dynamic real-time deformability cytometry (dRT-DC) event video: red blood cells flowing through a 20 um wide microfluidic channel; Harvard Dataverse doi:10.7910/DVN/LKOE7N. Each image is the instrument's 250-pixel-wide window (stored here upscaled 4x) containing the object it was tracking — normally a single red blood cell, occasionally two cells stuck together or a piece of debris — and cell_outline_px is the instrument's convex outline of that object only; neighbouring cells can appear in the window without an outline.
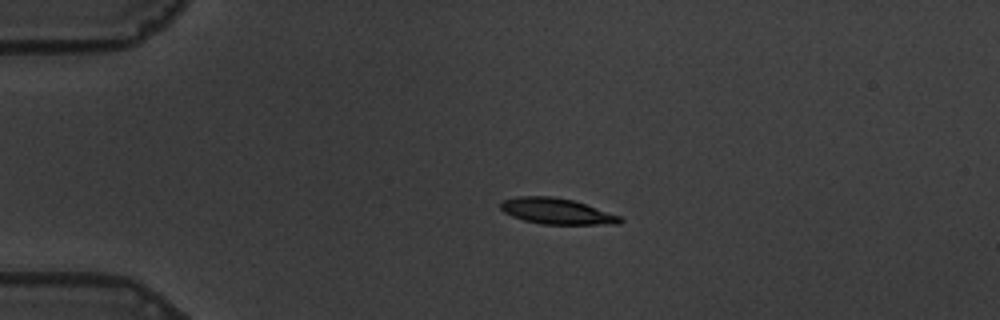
{"species": "common noctule bat (a hibernating species)", "species_latin": "Nyctalus noctula", "temperature_condition": "warm", "stored_images_in_passage": 45, "camera_frame_rate_fps": 3000, "um_per_image_px": 0.085, "animal": {"sex": "male", "body_mass_g": 19.5, "forearm_length_mm": 54.6}, "frame": {"image": 1, "passage_image": 1, "time_ms": 0.0, "image_size_px": [1000, 320], "cell_outline_px": [[624, 220], [620, 224], [540, 224], [524, 220], [512, 216], [504, 212], [500, 208], [500, 204], [504, 200], [516, 196], [552, 196], [572, 200], [620, 216]], "centroid_in_image_um": [47.29, 17.95], "position_along_channel_um": 37.7, "area_um2": 17.86}}
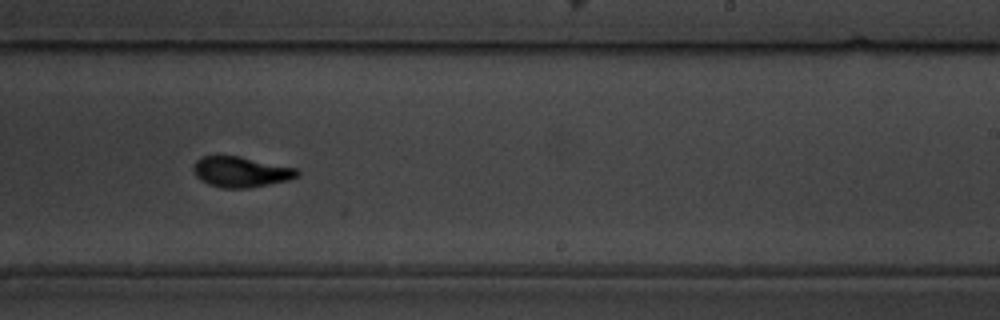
{"frame": {"image": 2, "passage_image": 24, "time_ms": 7.667, "image_size_px": [1000, 320], "cell_outline_px": [[300, 172], [296, 176], [288, 180], [248, 188], [220, 188], [208, 184], [200, 180], [196, 176], [192, 168], [196, 160], [200, 156], [216, 152], [240, 156], [296, 168]], "centroid_in_image_um": [20.37, 14.56], "position_along_channel_um": 268.6, "area_um2": 19.02}}
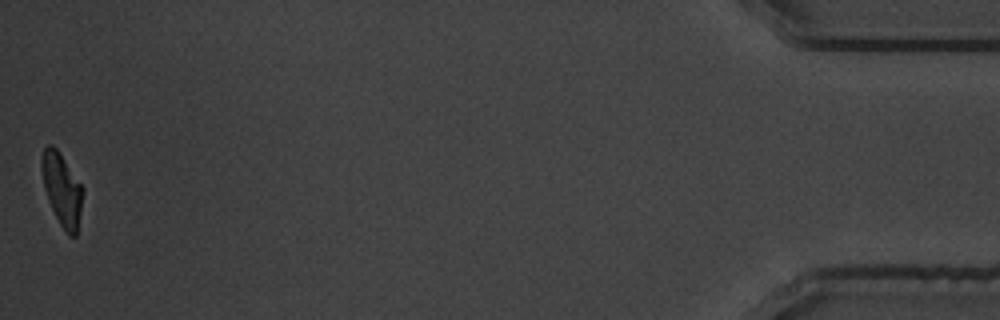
{"frame": {"image": 3, "passage_image": 45, "time_ms": 14.667, "image_size_px": [1000, 320], "cell_outline_px": [[84, 192], [76, 236], [68, 236], [60, 224], [48, 200], [44, 188], [40, 164], [40, 160], [44, 148], [48, 144], [52, 144], [56, 148], [84, 188]], "centroid_in_image_um": [5.26, 16.09], "position_along_channel_um": 429.9, "area_um2": 17.34}, "authors_computed_cell_mechanics": {"area_um2": 18.7272, "velocity_mm_per_s": 3.5613, "shape_relaxation_time_tau1_ms": 4.0095, "shape_relaxation_time_tau2_ms": 1.5528, "deformation_change_tau1": 0.1958, "deformation_change_tau2": 0.0744}}